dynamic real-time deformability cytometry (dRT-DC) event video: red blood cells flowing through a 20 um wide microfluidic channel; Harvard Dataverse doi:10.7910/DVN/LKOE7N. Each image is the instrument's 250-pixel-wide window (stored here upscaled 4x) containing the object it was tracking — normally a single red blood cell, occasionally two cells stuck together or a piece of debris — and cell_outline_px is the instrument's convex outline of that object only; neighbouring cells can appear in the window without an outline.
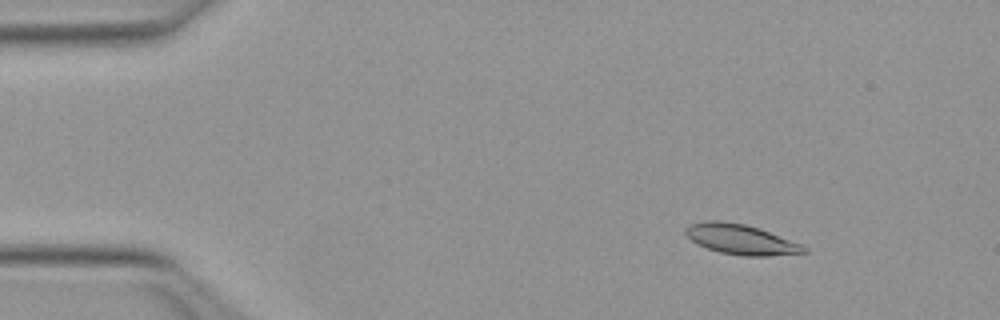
{"species": "Egyptian fruit bat (a non-hibernating species)", "species_latin": "Rousettus aegyptiacus", "temperature_condition": "warm", "stored_images_in_passage": 51, "camera_frame_rate_fps": 3000, "um_per_image_px": 0.085, "animal": {"sex": "female"}, "frame": {"image": 1, "passage_image": 7, "time_ms": 2.0, "image_size_px": [1000, 320], "cell_outline_px": [[808, 252], [768, 256], [744, 256], [720, 252], [708, 248], [692, 240], [684, 232], [684, 228], [688, 224], [704, 220], [720, 220], [744, 224], [760, 228], [800, 244], [808, 248]], "centroid_in_image_um": [62.95, 20.33], "position_along_channel_um": 22.0, "area_um2": 20.69}}
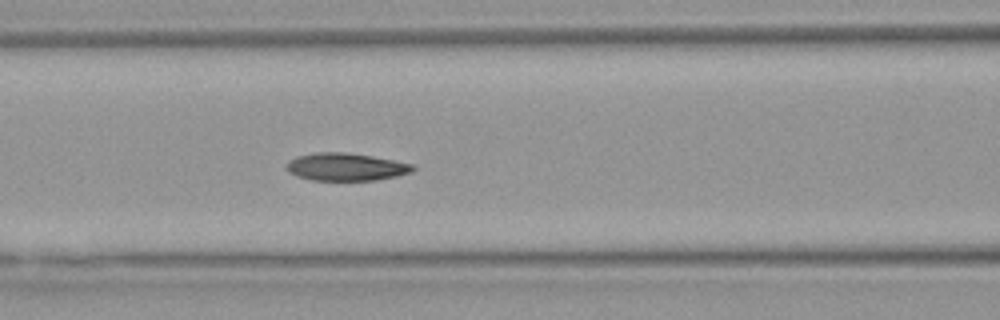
{"frame": {"image": 2, "passage_image": 22, "time_ms": 7.0, "image_size_px": [1000, 320], "cell_outline_px": [[416, 168], [412, 172], [396, 176], [376, 180], [312, 180], [296, 176], [288, 172], [284, 168], [284, 164], [288, 160], [296, 156], [316, 152], [344, 152], [372, 156], [416, 164]], "centroid_in_image_um": [29.37, 14.18], "position_along_channel_um": 137.2, "area_um2": 20.69}}
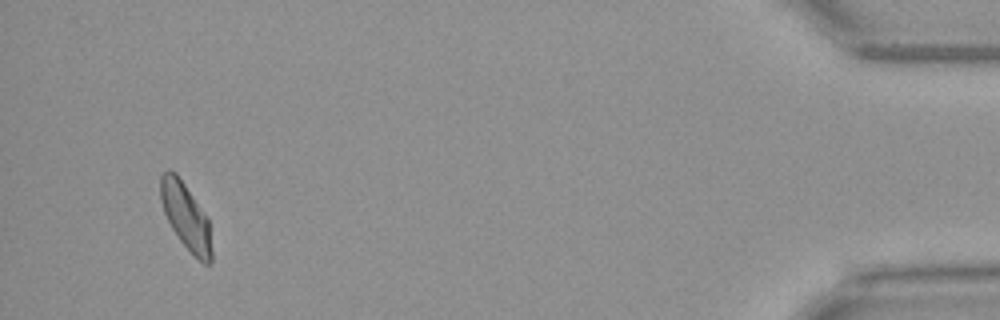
{"frame": {"image": 3, "passage_image": 49, "time_ms": 16.0, "image_size_px": [1000, 320], "cell_outline_px": [[212, 264], [204, 264], [180, 240], [172, 228], [164, 212], [160, 200], [160, 176], [168, 168], [176, 172], [208, 216], [212, 252]], "centroid_in_image_um": [15.8, 18.35], "position_along_channel_um": 419.4, "area_um2": 19.77}, "authors_computed_cell_mechanics": {"area_um2": 20.2878, "velocity_mm_per_s": 3.9892, "shape_relaxation_time_tau1_ms": 3.8137, "shape_relaxation_time_tau2_ms": 2.2895, "deformation_change_tau1": 0.1534, "deformation_change_tau2": 0.0728}}